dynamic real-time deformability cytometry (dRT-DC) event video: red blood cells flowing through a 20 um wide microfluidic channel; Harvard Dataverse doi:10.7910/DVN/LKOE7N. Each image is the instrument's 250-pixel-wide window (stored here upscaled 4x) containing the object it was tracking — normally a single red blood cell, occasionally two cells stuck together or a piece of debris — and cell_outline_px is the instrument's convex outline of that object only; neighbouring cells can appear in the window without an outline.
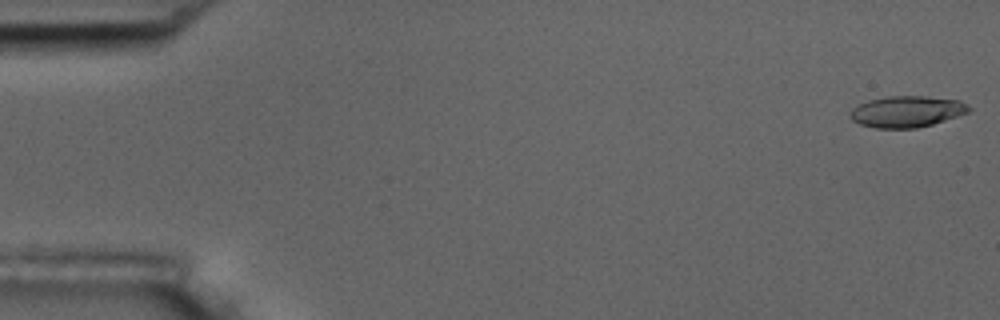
{"species": "common noctule bat (a hibernating species)", "species_latin": "Nyctalus noctula", "temperature_condition": "room temperature", "stored_images_in_passage": 55, "camera_frame_rate_fps": 3000, "um_per_image_px": 0.085, "animal": {"sex": "male", "body_mass_g": 17.5, "forearm_length_mm": 52.3}, "frame": {"image": 1, "passage_image": 1, "time_ms": 0.0, "image_size_px": [1000, 320], "cell_outline_px": [[972, 108], [968, 112], [932, 124], [916, 128], [876, 128], [860, 124], [852, 120], [848, 116], [848, 112], [852, 108], [868, 100], [888, 96], [924, 96], [960, 100], [968, 104]], "centroid_in_image_um": [77.05, 9.48], "position_along_channel_um": 7.9, "area_um2": 21.68}}
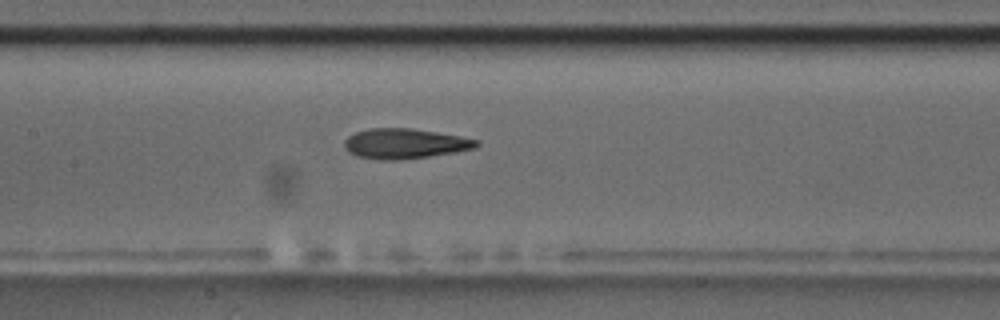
{"frame": {"image": 2, "passage_image": 26, "time_ms": 8.333, "image_size_px": [1000, 320], "cell_outline_px": [[480, 144], [476, 148], [456, 152], [400, 160], [380, 160], [356, 156], [348, 152], [344, 148], [344, 140], [348, 136], [356, 132], [368, 128], [412, 128], [460, 136], [480, 140]], "centroid_in_image_um": [34.4, 12.21], "position_along_channel_um": 173.0, "area_um2": 23.35}}
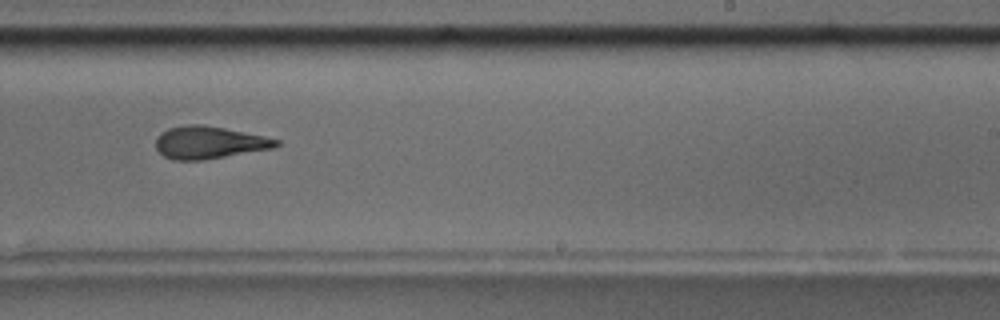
{"frame": {"image": 3, "passage_image": 34, "time_ms": 11.0, "image_size_px": [1000, 320], "cell_outline_px": [[280, 144], [272, 148], [204, 160], [172, 160], [164, 156], [156, 148], [156, 136], [160, 132], [168, 128], [188, 124], [200, 124], [224, 128], [264, 136], [280, 140]], "centroid_in_image_um": [17.73, 12.11], "position_along_channel_um": 271.3, "area_um2": 22.72}, "authors_computed_cell_mechanics": {"area_um2": 22.831, "velocity_mm_per_s": 3.7008, "shape_relaxation_time_tau1_ms": 9.0597, "shape_relaxation_time_tau2_ms": 3.3656, "deformation_change_tau1": 0.2341, "deformation_change_tau2": 0.1408}}